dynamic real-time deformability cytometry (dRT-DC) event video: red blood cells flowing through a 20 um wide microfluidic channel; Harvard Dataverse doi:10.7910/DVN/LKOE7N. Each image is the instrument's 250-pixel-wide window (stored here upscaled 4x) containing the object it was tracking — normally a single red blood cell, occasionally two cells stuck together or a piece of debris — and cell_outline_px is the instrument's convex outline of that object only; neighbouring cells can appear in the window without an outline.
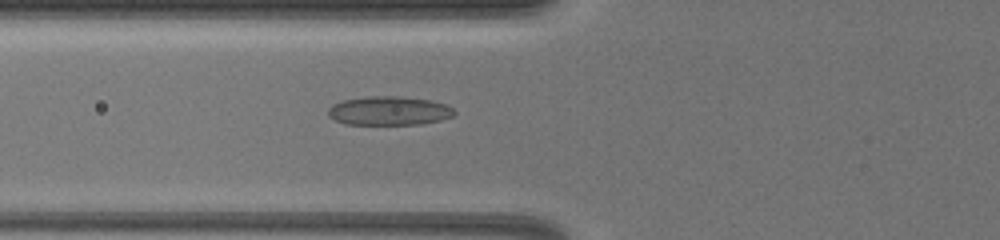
{"species": "common noctule bat (a hibernating species)", "species_latin": "Nyctalus noctula", "temperature_condition": "warm", "stored_images_in_passage": 66, "camera_frame_rate_fps": 3000, "um_per_image_px": 0.085, "animal": {"sex": "female", "body_mass_g": 19.5, "forearm_length_mm": 54.1}, "frame": {"image": 1, "passage_image": 10, "time_ms": 1.333, "image_size_px": [1000, 240], "cell_outline_px": [[456, 112], [452, 116], [440, 120], [424, 124], [344, 124], [328, 116], [328, 108], [332, 104], [344, 100], [368, 96], [392, 96], [428, 100], [444, 104], [452, 108]], "centroid_in_image_um": [33.04, 9.42], "position_along_channel_um": 92.8, "area_um2": 21.04}}
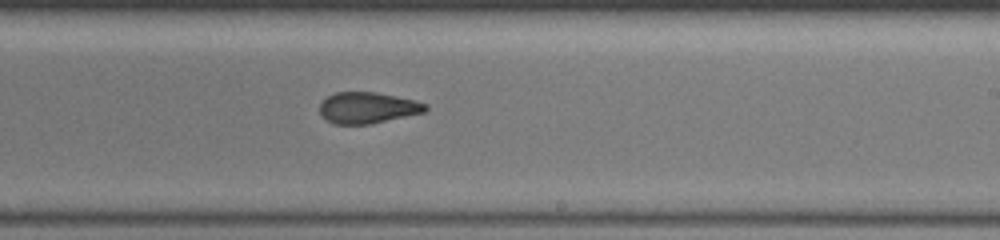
{"frame": {"image": 2, "passage_image": 30, "time_ms": 5.333, "image_size_px": [1000, 240], "cell_outline_px": [[428, 108], [424, 112], [372, 124], [332, 124], [320, 112], [320, 104], [328, 96], [336, 92], [376, 92], [412, 100], [428, 104]], "centroid_in_image_um": [31.25, 9.17], "position_along_channel_um": 257.8, "area_um2": 19.02}}
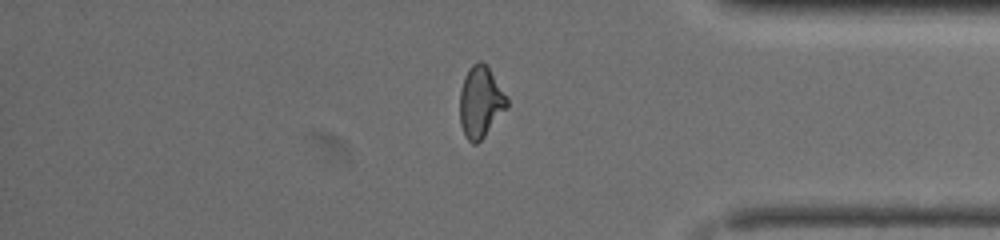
{"frame": {"image": 3, "passage_image": 51, "time_ms": 9.0, "image_size_px": [1000, 240], "cell_outline_px": [[508, 108], [484, 136], [476, 144], [472, 144], [464, 136], [460, 124], [460, 92], [464, 76], [468, 68], [476, 60], [480, 60], [488, 68], [508, 96]], "centroid_in_image_um": [40.85, 8.67], "position_along_channel_um": 394.4, "area_um2": 19.77}, "authors_computed_cell_mechanics": {"area_um2": 19.5075, "velocity_mm_per_s": 4.1137, "shape_relaxation_time_tau1_ms": null, "shape_relaxation_time_tau2_ms": 1.4803, "deformation_change_tau1": null, "deformation_change_tau2": 0.0796}}